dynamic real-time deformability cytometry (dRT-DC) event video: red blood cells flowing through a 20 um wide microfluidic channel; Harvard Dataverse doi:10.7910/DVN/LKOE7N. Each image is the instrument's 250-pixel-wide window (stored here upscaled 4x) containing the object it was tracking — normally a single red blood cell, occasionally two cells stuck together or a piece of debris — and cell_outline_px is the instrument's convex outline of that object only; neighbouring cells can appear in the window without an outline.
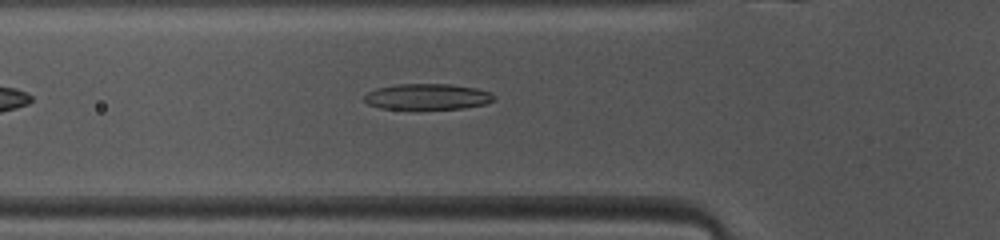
{"species": "common noctule bat (a hibernating species)", "species_latin": "Nyctalus noctula", "temperature_condition": "warm", "stored_images_in_passage": 35, "camera_frame_rate_fps": 3000, "um_per_image_px": 0.085, "animal": {"sex": "female", "body_mass_g": 10.0, "forearm_length_mm": 53.1}, "frame": {"image": 1, "passage_image": 8, "time_ms": 2.333, "image_size_px": [1000, 240], "cell_outline_px": [[496, 96], [492, 100], [484, 104], [464, 108], [380, 108], [368, 104], [364, 100], [364, 96], [368, 92], [376, 88], [396, 84], [452, 84], [476, 88], [492, 92]], "centroid_in_image_um": [36.34, 8.2], "position_along_channel_um": 89.5, "area_um2": 19.36}}
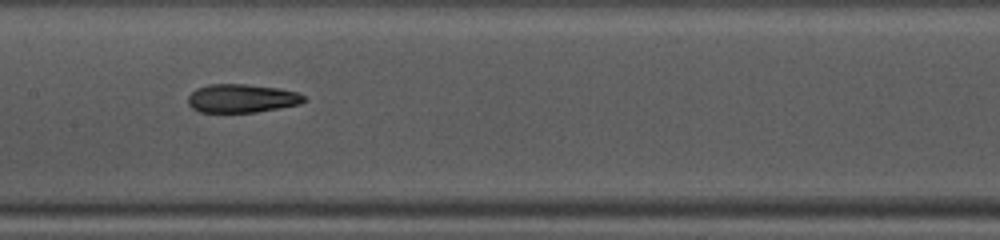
{"frame": {"image": 2, "passage_image": 15, "time_ms": 4.667, "image_size_px": [1000, 240], "cell_outline_px": [[308, 100], [300, 104], [280, 108], [256, 112], [200, 112], [192, 108], [188, 104], [188, 96], [196, 88], [208, 84], [244, 84], [280, 88], [300, 92]], "centroid_in_image_um": [20.58, 8.36], "position_along_channel_um": 186.8, "area_um2": 19.48}}
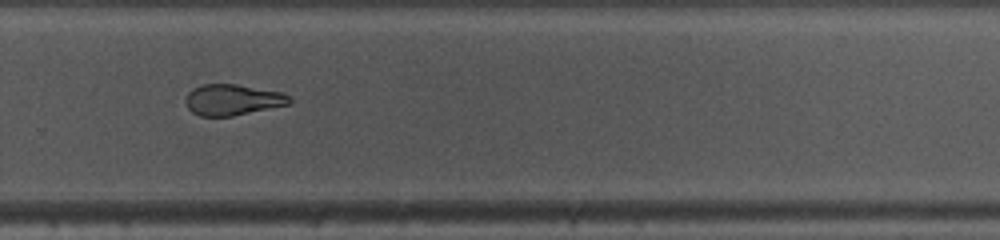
{"frame": {"image": 3, "passage_image": 24, "time_ms": 7.667, "image_size_px": [1000, 240], "cell_outline_px": [[292, 104], [232, 116], [200, 116], [192, 112], [188, 108], [188, 92], [192, 88], [204, 84], [236, 84], [284, 92], [292, 100]], "centroid_in_image_um": [19.83, 8.48], "position_along_channel_um": 310.0, "area_um2": 18.73}, "authors_computed_cell_mechanics": {"area_um2": 20.23, "velocity_mm_per_s": 4.1271, "shape_relaxation_time_tau1_ms": 9.4492, "shape_relaxation_time_tau2_ms": 2.8844, "deformation_change_tau1": 0.2531, "deformation_change_tau2": 0.122}}